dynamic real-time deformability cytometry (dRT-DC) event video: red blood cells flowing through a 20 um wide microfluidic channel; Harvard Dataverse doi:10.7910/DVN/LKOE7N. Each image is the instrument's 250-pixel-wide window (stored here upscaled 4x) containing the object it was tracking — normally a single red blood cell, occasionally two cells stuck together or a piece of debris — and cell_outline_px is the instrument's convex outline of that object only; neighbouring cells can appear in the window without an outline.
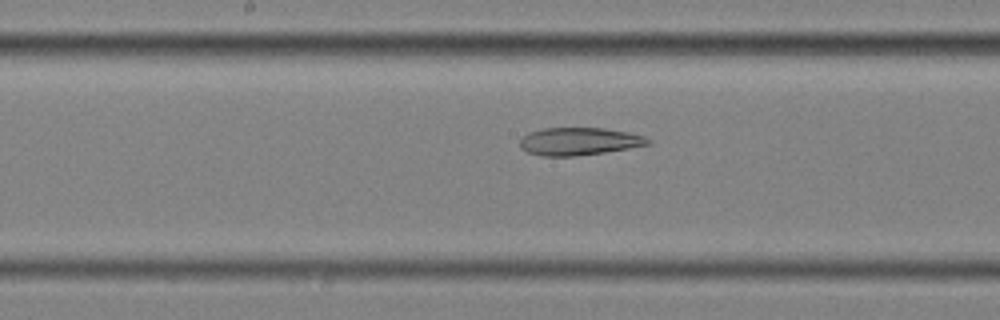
{"species": "common noctule bat (a hibernating species)", "species_latin": "Nyctalus noctula", "temperature_condition": "cold", "stored_images_in_passage": 53, "camera_frame_rate_fps": 3000, "um_per_image_px": 0.085, "animal": {"sex": "female", "body_mass_g": 25.1}, "frame": {"image": 1, "passage_image": 30, "time_ms": 9.667, "image_size_px": [1000, 320], "cell_outline_px": [[652, 144], [604, 152], [576, 156], [540, 156], [528, 152], [520, 148], [520, 140], [528, 132], [544, 128], [604, 128], [628, 132], [644, 136], [652, 140]], "centroid_in_image_um": [49.23, 12.01], "position_along_channel_um": 199.0, "area_um2": 20.69}}
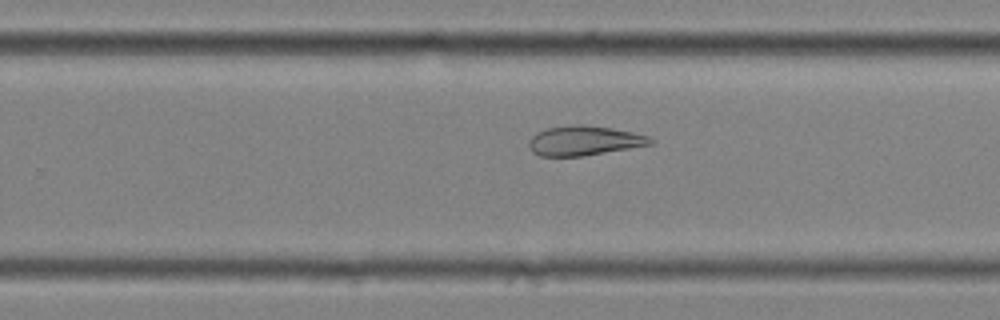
{"frame": {"image": 2, "passage_image": 37, "time_ms": 12.0, "image_size_px": [1000, 320], "cell_outline_px": [[656, 140], [652, 144], [584, 156], [540, 156], [532, 152], [528, 144], [528, 140], [536, 132], [548, 128], [572, 124], [584, 124], [612, 128], [632, 132], [648, 136]], "centroid_in_image_um": [49.64, 11.95], "position_along_channel_um": 280.2, "area_um2": 21.1}}
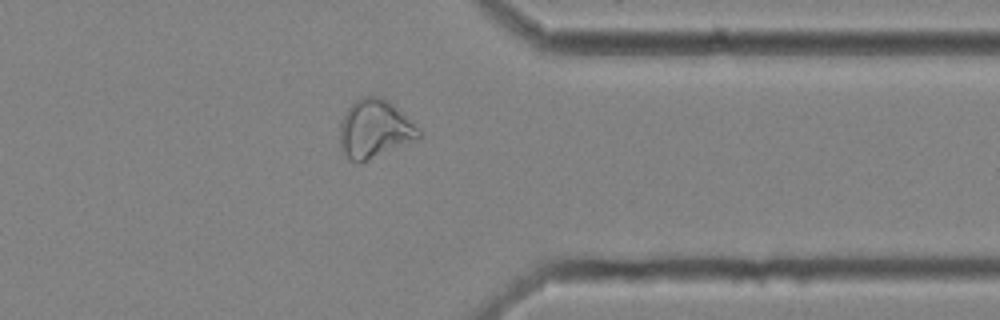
{"frame": {"image": 3, "passage_image": 46, "time_ms": 15.0, "image_size_px": [1000, 320], "cell_outline_px": [[420, 140], [360, 164], [352, 160], [340, 148], [340, 120], [344, 112], [356, 100], [364, 96], [380, 96], [388, 100], [408, 116], [412, 120], [420, 132]], "centroid_in_image_um": [31.87, 10.98], "position_along_channel_um": 379.5, "area_um2": 27.34}, "authors_computed_cell_mechanics": {"area_um2": 27.3394, "velocity_mm_per_s": 3.485, "shape_relaxation_time_tau1_ms": null, "shape_relaxation_time_tau2_ms": 6.3502, "deformation_change_tau1": null, "deformation_change_tau2": 0.1389}}